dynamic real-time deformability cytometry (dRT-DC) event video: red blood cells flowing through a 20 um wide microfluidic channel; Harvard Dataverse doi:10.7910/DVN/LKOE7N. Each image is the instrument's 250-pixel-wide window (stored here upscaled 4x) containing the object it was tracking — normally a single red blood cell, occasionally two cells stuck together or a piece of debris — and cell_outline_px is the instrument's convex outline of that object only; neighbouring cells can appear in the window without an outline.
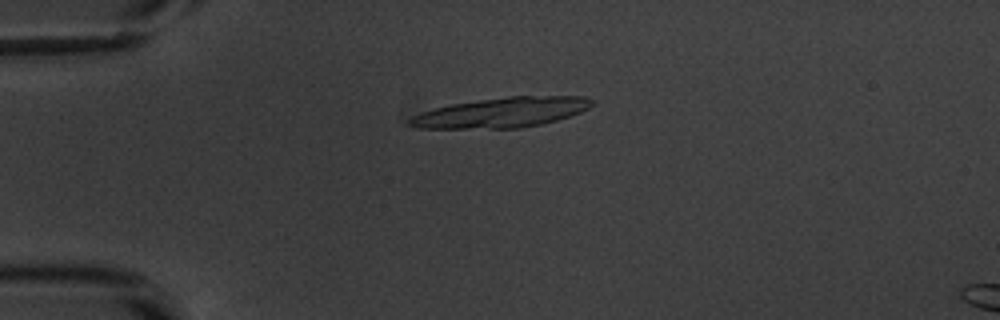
{"species": "common noctule bat (a hibernating species)", "species_latin": "Nyctalus noctula", "temperature_condition": "warm", "stored_images_in_passage": 14, "camera_frame_rate_fps": 3000, "um_per_image_px": 0.085, "animal": {"sex": "male", "body_mass_g": 20.1, "forearm_length_mm": 53.5}, "frame": {"image": 1, "passage_image": 10, "time_ms": 3.0, "image_size_px": [1000, 320], "cell_outline_px": [[596, 104], [580, 112], [556, 120], [540, 124], [520, 128], [416, 128], [408, 124], [408, 120], [412, 116], [420, 112], [452, 104], [508, 96], [584, 96], [596, 100]], "centroid_in_image_um": [42.67, 9.55], "position_along_channel_um": 42.3, "area_um2": 31.73}}